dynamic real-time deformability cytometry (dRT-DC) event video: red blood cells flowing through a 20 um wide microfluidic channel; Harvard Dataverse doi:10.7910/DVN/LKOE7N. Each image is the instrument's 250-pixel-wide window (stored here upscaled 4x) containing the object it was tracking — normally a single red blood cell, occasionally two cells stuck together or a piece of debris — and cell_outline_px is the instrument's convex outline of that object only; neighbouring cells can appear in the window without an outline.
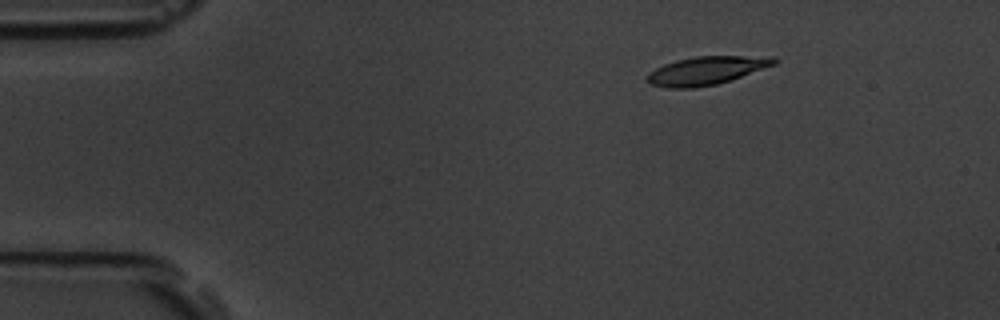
{"species": "common noctule bat (a hibernating species)", "species_latin": "Nyctalus noctula", "temperature_condition": "room temperature", "stored_images_in_passage": 8, "camera_frame_rate_fps": 3000, "um_per_image_px": 0.085, "animal": {"sex": "male", "body_mass_g": 19.5, "forearm_length_mm": 54.6}, "frame": {"image": 1, "passage_image": 2, "time_ms": 2.333, "image_size_px": [1000, 320], "cell_outline_px": [[780, 60], [776, 64], [716, 84], [692, 88], [668, 88], [652, 84], [644, 80], [648, 72], [664, 64], [676, 60], [696, 56], [776, 56]], "centroid_in_image_um": [60.04, 5.98], "position_along_channel_um": 25.0, "area_um2": 20.87}}
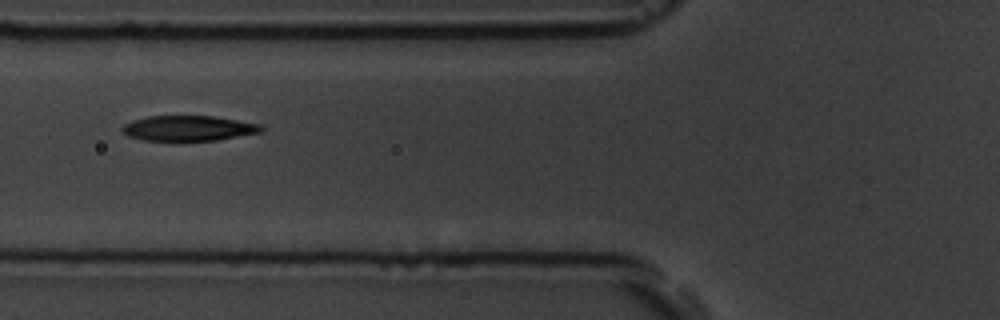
{"frame": {"image": 2, "passage_image": 6, "time_ms": 6.667, "image_size_px": [1000, 320], "cell_outline_px": [[264, 128], [260, 132], [216, 140], [144, 140], [128, 136], [120, 128], [124, 124], [132, 120], [148, 116], [212, 116], [264, 124]], "centroid_in_image_um": [16.03, 10.89], "position_along_channel_um": 109.8, "area_um2": 20.35}}
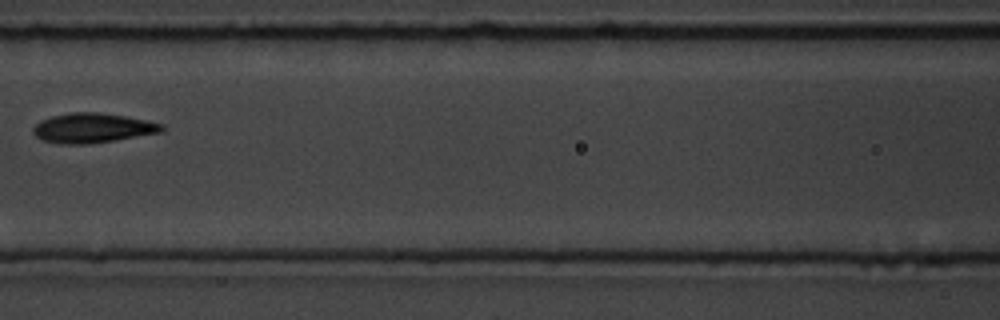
{"frame": {"image": 3, "passage_image": 7, "time_ms": 8.0, "image_size_px": [1000, 320], "cell_outline_px": [[164, 132], [116, 140], [88, 144], [60, 144], [44, 140], [36, 136], [32, 132], [32, 128], [40, 120], [52, 116], [72, 112], [100, 112], [148, 120], [164, 124]], "centroid_in_image_um": [7.9, 10.88], "position_along_channel_um": 158.7, "area_um2": 22.43}}